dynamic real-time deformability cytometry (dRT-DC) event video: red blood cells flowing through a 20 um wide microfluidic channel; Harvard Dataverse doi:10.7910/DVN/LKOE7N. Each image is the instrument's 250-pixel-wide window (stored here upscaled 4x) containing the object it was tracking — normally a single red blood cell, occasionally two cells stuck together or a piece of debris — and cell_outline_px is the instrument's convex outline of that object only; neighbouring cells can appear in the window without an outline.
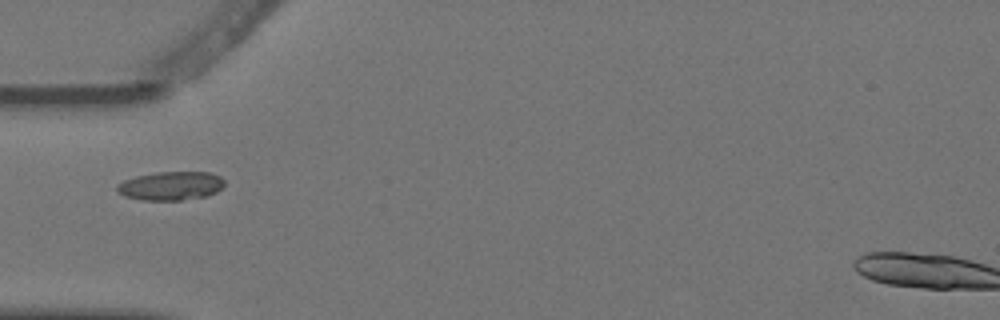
{"species": "Egyptian fruit bat (a non-hibernating species)", "species_latin": "Rousettus aegyptiacus", "temperature_condition": "warm", "stored_images_in_passage": 2, "camera_frame_rate_fps": 3000, "um_per_image_px": 0.085, "animal": {"sex": "female"}, "frame": {"image": 1, "passage_image": 2, "time_ms": 0.333, "image_size_px": [1000, 320], "cell_outline_px": [[224, 184], [216, 192], [208, 196], [180, 200], [140, 200], [124, 196], [116, 188], [116, 184], [124, 180], [136, 176], [156, 172], [208, 172], [220, 176], [224, 180]], "centroid_in_image_um": [14.51, 15.8], "position_along_channel_um": 70.5, "area_um2": 17.98}}